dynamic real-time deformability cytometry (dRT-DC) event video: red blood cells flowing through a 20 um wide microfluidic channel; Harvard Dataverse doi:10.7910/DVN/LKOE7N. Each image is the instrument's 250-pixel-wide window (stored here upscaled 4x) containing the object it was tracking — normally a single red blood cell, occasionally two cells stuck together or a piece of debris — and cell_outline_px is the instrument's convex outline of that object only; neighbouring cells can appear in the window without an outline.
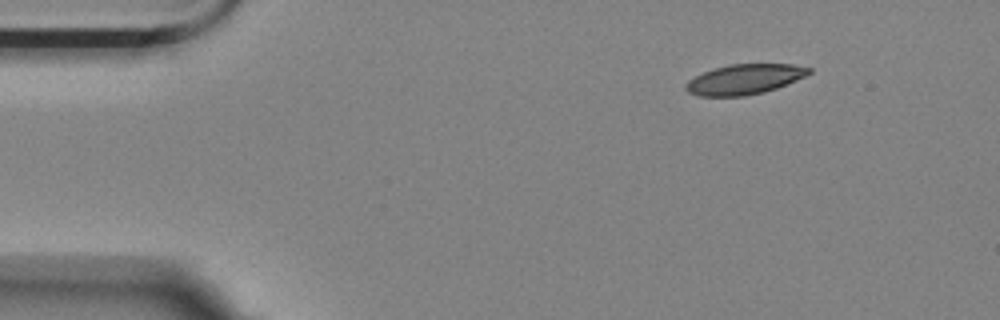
{"species": "Egyptian fruit bat (a non-hibernating species)", "species_latin": "Rousettus aegyptiacus", "temperature_condition": "room temperature", "stored_images_in_passage": 8, "camera_frame_rate_fps": 3000, "um_per_image_px": 0.085, "animal": {"sex": "female"}, "frame": {"image": 1, "passage_image": 1, "time_ms": 0.0, "image_size_px": [1000, 320], "cell_outline_px": [[812, 72], [804, 76], [776, 88], [764, 92], [744, 96], [700, 96], [688, 92], [684, 88], [684, 84], [688, 80], [704, 72], [728, 64], [792, 64], [812, 68]], "centroid_in_image_um": [63.26, 6.74], "position_along_channel_um": 21.7, "area_um2": 21.44}}
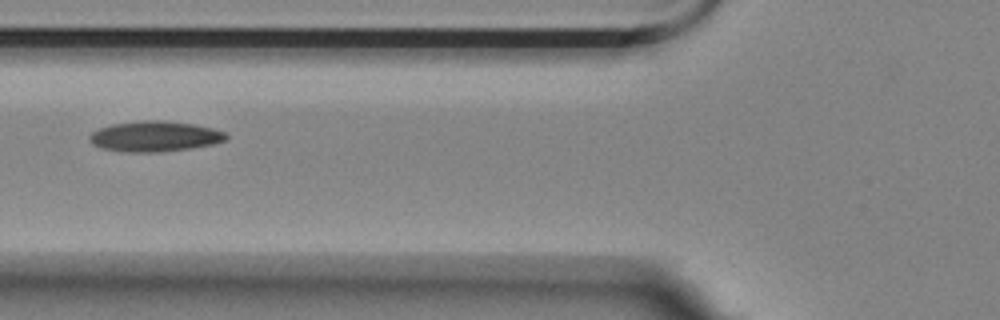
{"frame": {"image": 2, "passage_image": 5, "time_ms": 4.667, "image_size_px": [1000, 320], "cell_outline_px": [[228, 136], [224, 140], [212, 144], [188, 148], [160, 152], [128, 152], [100, 148], [92, 144], [88, 140], [88, 136], [92, 132], [100, 128], [112, 124], [144, 120], [164, 120], [192, 124], [212, 128], [224, 132]], "centroid_in_image_um": [13.1, 11.59], "position_along_channel_um": 112.7, "area_um2": 24.1}}
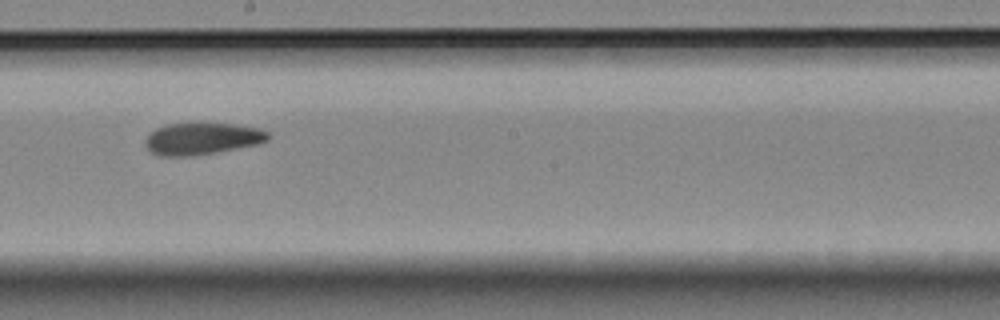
{"frame": {"image": 3, "passage_image": 8, "time_ms": 8.0, "image_size_px": [1000, 320], "cell_outline_px": [[268, 140], [256, 144], [216, 152], [192, 156], [160, 156], [152, 152], [144, 144], [144, 140], [156, 128], [164, 124], [232, 124], [256, 128], [268, 132]], "centroid_in_image_um": [17.12, 11.8], "position_along_channel_um": 231.1, "area_um2": 22.37}}